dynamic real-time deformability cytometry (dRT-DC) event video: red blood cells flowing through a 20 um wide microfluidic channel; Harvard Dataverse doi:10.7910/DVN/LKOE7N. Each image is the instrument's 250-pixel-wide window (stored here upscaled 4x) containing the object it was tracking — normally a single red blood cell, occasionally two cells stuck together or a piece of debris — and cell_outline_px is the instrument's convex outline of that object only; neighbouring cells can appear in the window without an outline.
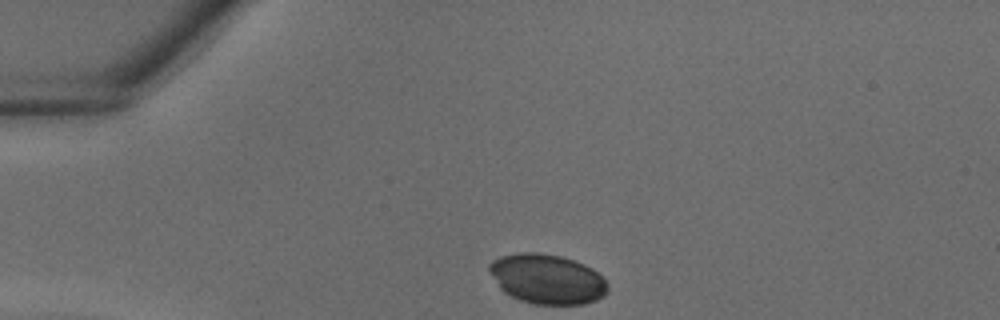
{"species": "common noctule bat (a hibernating species)", "species_latin": "Nyctalus noctula", "temperature_condition": "warm", "stored_images_in_passage": 30, "camera_frame_rate_fps": 3000, "um_per_image_px": 0.085, "animal": {"sex": "male", "body_mass_g": 18.8}, "frame": {"image": 1, "passage_image": 1, "time_ms": 0.0, "image_size_px": [1000, 320], "cell_outline_px": [[608, 292], [604, 296], [596, 300], [584, 304], [536, 304], [520, 300], [504, 292], [500, 288], [488, 272], [488, 264], [492, 260], [500, 256], [520, 252], [536, 252], [560, 256], [584, 264], [592, 268], [604, 276], [608, 284]], "centroid_in_image_um": [46.51, 23.71], "position_along_channel_um": 38.5, "area_um2": 34.62}}
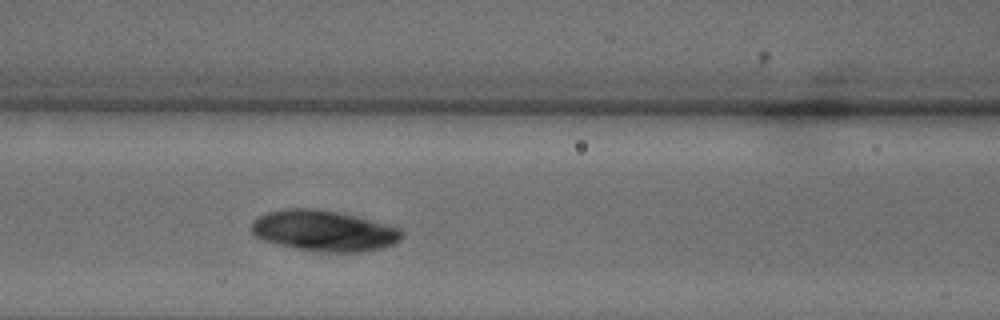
{"frame": {"image": 2, "passage_image": 9, "time_ms": 2.667, "image_size_px": [1000, 320], "cell_outline_px": [[404, 236], [396, 244], [364, 252], [320, 252], [296, 248], [264, 240], [256, 236], [252, 232], [252, 224], [260, 216], [268, 212], [284, 208], [316, 208], [340, 212], [356, 216], [400, 228], [404, 232]], "centroid_in_image_um": [27.59, 19.61], "position_along_channel_um": 139.0, "area_um2": 35.78}}
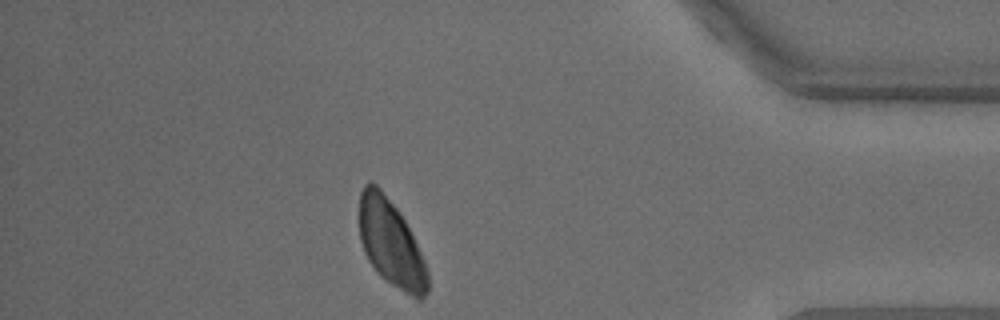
{"frame": {"image": 3, "passage_image": 26, "time_ms": 8.333, "image_size_px": [1000, 320], "cell_outline_px": [[428, 292], [420, 300], [404, 292], [384, 280], [376, 272], [368, 260], [364, 252], [360, 240], [360, 192], [364, 184], [376, 184], [380, 188], [400, 212], [424, 260], [428, 272]], "centroid_in_image_um": [33.22, 20.71], "position_along_channel_um": 402.0, "area_um2": 34.22}}